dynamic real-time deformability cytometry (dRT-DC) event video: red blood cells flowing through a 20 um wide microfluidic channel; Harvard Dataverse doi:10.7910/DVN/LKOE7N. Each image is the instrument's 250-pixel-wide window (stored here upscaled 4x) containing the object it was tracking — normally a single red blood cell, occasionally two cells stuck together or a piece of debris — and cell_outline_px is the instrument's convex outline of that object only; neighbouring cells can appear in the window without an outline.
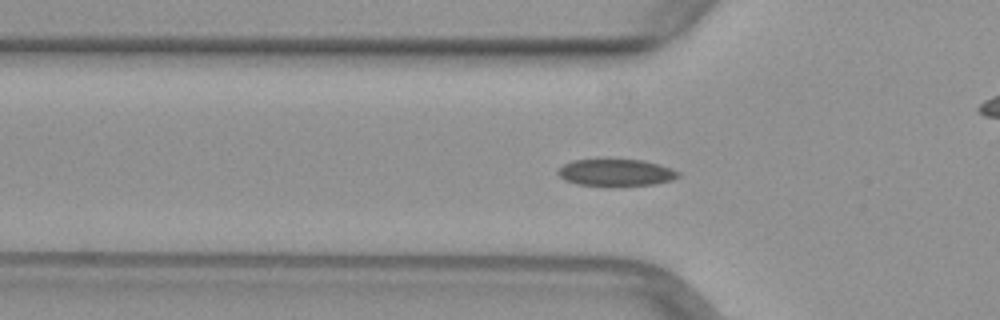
{"species": "common noctule bat (a hibernating species)", "species_latin": "Nyctalus noctula", "temperature_condition": "warm", "stored_images_in_passage": 43, "camera_frame_rate_fps": 3000, "um_per_image_px": 0.085, "animal": {"sex": "female", "body_mass_g": 29.2, "forearm_length_mm": 56.3}, "frame": {"image": 1, "passage_image": 8, "time_ms": 2.333, "image_size_px": [1000, 320], "cell_outline_px": [[680, 176], [672, 180], [656, 184], [612, 188], [576, 184], [564, 180], [556, 172], [564, 164], [572, 160], [644, 160], [660, 164], [672, 168], [680, 172]], "centroid_in_image_um": [52.38, 14.71], "position_along_channel_um": 73.4, "area_um2": 19.54}}
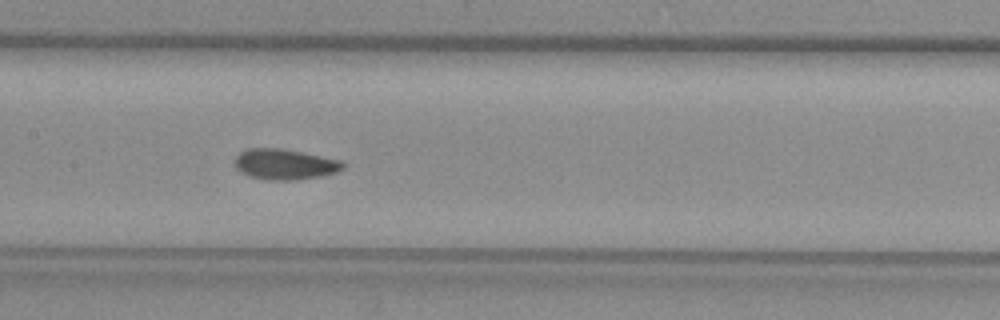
{"frame": {"image": 2, "passage_image": 16, "time_ms": 5.0, "image_size_px": [1000, 320], "cell_outline_px": [[344, 168], [336, 172], [324, 176], [296, 180], [268, 180], [252, 176], [236, 168], [236, 156], [240, 152], [248, 148], [280, 148], [340, 160], [344, 164]], "centroid_in_image_um": [24.23, 13.97], "position_along_channel_um": 183.2, "area_um2": 19.02}}
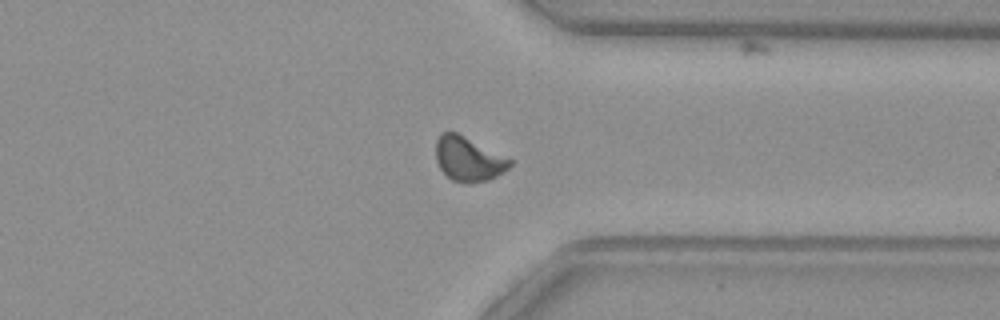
{"frame": {"image": 3, "passage_image": 30, "time_ms": 9.667, "image_size_px": [1000, 320], "cell_outline_px": [[512, 164], [504, 172], [488, 180], [468, 184], [464, 184], [452, 180], [440, 168], [436, 160], [436, 140], [440, 132], [456, 132], [512, 160]], "centroid_in_image_um": [39.79, 13.53], "position_along_channel_um": 371.6, "area_um2": 19.02}}